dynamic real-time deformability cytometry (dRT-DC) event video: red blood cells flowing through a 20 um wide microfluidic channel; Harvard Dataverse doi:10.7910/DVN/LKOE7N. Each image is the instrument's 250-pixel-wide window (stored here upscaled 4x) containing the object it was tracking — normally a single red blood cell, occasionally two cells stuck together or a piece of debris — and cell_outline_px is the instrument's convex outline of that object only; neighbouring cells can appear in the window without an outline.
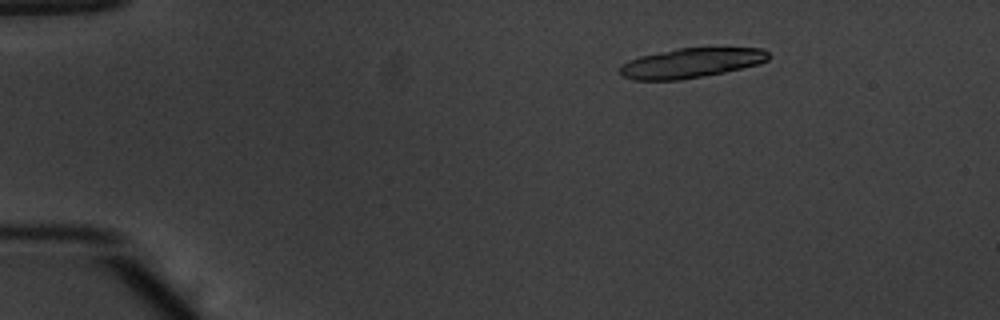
{"species": "common noctule bat (a hibernating species)", "species_latin": "Nyctalus noctula", "temperature_condition": "warm", "stored_images_in_passage": 13, "camera_frame_rate_fps": 3000, "um_per_image_px": 0.085, "animal": {"sex": "male", "body_mass_g": 20.1, "forearm_length_mm": 53.5}, "frame": {"image": 1, "passage_image": 1, "time_ms": 0.0, "image_size_px": [1000, 320], "cell_outline_px": [[768, 60], [756, 64], [724, 72], [680, 80], [636, 80], [624, 76], [620, 72], [620, 68], [628, 60], [640, 56], [676, 48], [760, 48], [768, 52]], "centroid_in_image_um": [58.72, 5.35], "position_along_channel_um": 26.3, "area_um2": 25.32}}